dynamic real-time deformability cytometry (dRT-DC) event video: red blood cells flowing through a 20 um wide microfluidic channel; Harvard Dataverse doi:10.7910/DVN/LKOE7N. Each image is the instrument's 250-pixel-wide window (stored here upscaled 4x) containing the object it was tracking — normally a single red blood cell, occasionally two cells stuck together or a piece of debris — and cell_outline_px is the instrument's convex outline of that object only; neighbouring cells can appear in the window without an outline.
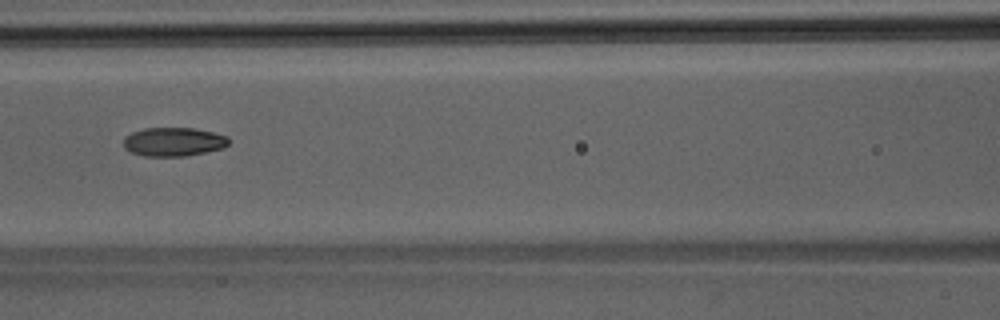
{"species": "Egyptian fruit bat (a non-hibernating species)", "species_latin": "Rousettus aegyptiacus", "temperature_condition": "room temperature", "stored_images_in_passage": 47, "camera_frame_rate_fps": 3000, "um_per_image_px": 0.085, "animal": {"sex": "male"}, "frame": {"image": 1, "passage_image": 21, "time_ms": 6.667, "image_size_px": [1000, 320], "cell_outline_px": [[228, 144], [224, 148], [184, 156], [144, 156], [132, 152], [124, 148], [124, 136], [132, 132], [144, 128], [192, 128], [212, 132], [228, 136]], "centroid_in_image_um": [14.73, 12.05], "position_along_channel_um": 151.9, "area_um2": 17.57}}